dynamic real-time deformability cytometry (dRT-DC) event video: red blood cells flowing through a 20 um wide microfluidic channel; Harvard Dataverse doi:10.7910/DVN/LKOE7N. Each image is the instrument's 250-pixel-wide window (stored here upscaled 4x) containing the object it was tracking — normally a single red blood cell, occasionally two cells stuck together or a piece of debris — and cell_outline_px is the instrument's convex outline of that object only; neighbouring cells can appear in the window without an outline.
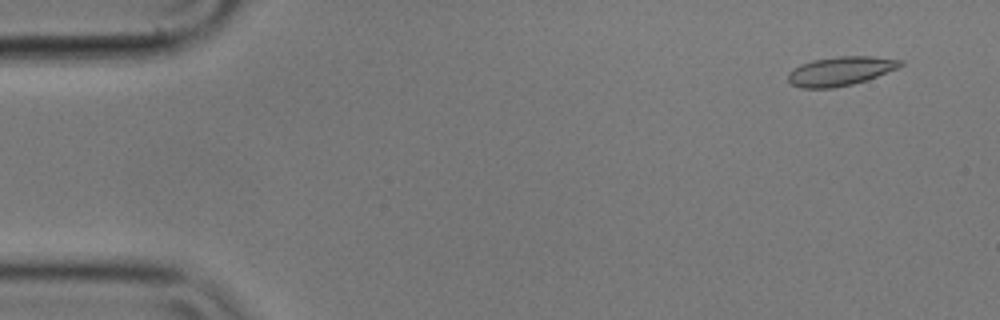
{"species": "common noctule bat (a hibernating species)", "species_latin": "Nyctalus noctula", "temperature_condition": "cold", "stored_images_in_passage": 56, "camera_frame_rate_fps": 3000, "um_per_image_px": 0.085, "animal": {"sex": "male", "body_mass_g": 17.9}, "frame": {"image": 1, "passage_image": 4, "time_ms": 1.0, "image_size_px": [1000, 320], "cell_outline_px": [[904, 64], [896, 68], [876, 76], [852, 84], [832, 88], [800, 88], [788, 84], [788, 72], [792, 68], [800, 64], [812, 60], [836, 56], [872, 56], [904, 60]], "centroid_in_image_um": [71.37, 6.04], "position_along_channel_um": 13.6, "area_um2": 19.07}}
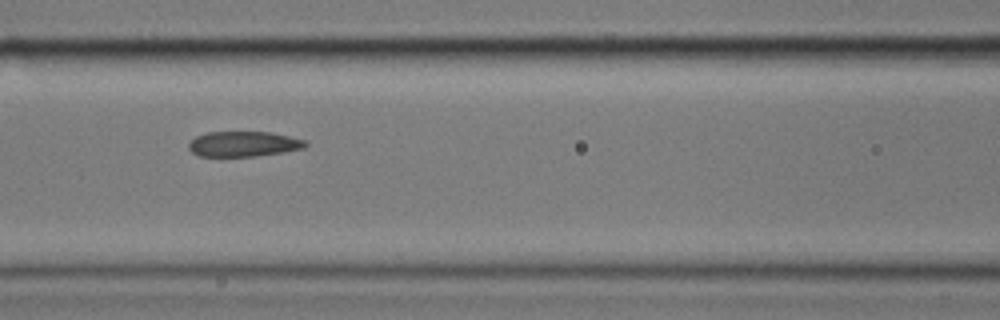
{"frame": {"image": 2, "passage_image": 24, "time_ms": 7.667, "image_size_px": [1000, 320], "cell_outline_px": [[308, 144], [304, 148], [284, 152], [256, 156], [200, 156], [192, 152], [188, 148], [188, 144], [196, 136], [208, 132], [268, 132], [308, 140]], "centroid_in_image_um": [20.73, 12.24], "position_along_channel_um": 145.9, "area_um2": 17.17}}
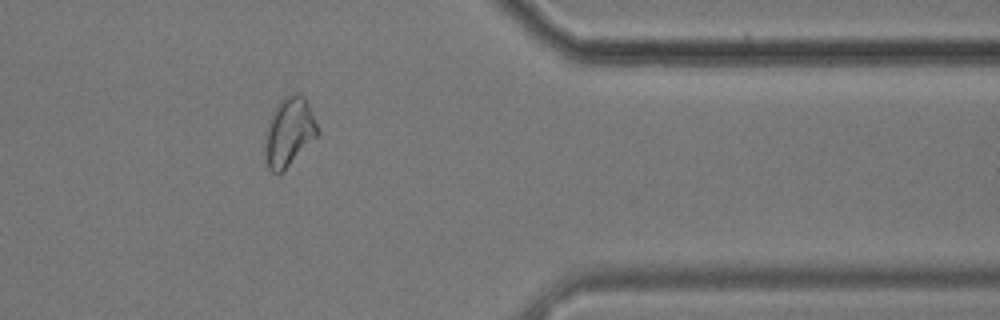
{"frame": {"image": 3, "passage_image": 46, "time_ms": 15.0, "image_size_px": [1000, 320], "cell_outline_px": [[320, 132], [284, 172], [272, 172], [268, 168], [264, 152], [264, 132], [268, 120], [276, 104], [284, 96], [300, 92], [304, 96], [308, 104]], "centroid_in_image_um": [24.53, 11.21], "position_along_channel_um": 386.9, "area_um2": 21.39}, "authors_computed_cell_mechanics": {"area_um2": 18.8139, "velocity_mm_per_s": 3.5322, "shape_relaxation_time_tau1_ms": null, "shape_relaxation_time_tau2_ms": 2.9103, "deformation_change_tau1": null, "deformation_change_tau2": 0.0846}}